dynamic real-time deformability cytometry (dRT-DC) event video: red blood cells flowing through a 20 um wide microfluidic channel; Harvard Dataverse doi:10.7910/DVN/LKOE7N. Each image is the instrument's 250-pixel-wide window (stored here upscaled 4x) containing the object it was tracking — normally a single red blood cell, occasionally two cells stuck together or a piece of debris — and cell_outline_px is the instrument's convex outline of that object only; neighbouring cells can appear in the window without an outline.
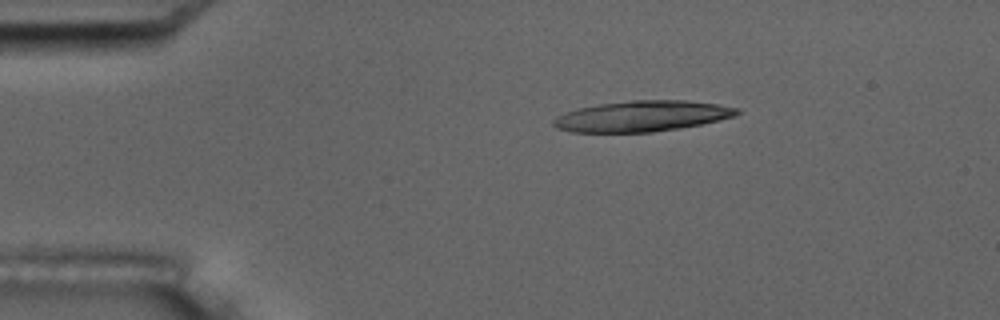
{"species": "common noctule bat (a hibernating species)", "species_latin": "Nyctalus noctula", "temperature_condition": "room temperature", "stored_images_in_passage": 4, "camera_frame_rate_fps": 3000, "um_per_image_px": 0.085, "animal": {"sex": "male", "body_mass_g": 17.5, "forearm_length_mm": 52.3}, "frame": {"image": 1, "passage_image": 4, "time_ms": 5.333, "image_size_px": [1000, 320], "cell_outline_px": [[740, 112], [736, 116], [720, 120], [680, 128], [652, 132], [572, 132], [556, 128], [552, 124], [552, 120], [556, 116], [576, 108], [600, 104], [632, 100], [684, 100], [716, 104], [740, 108]], "centroid_in_image_um": [54.56, 9.87], "position_along_channel_um": 30.4, "area_um2": 32.95}}